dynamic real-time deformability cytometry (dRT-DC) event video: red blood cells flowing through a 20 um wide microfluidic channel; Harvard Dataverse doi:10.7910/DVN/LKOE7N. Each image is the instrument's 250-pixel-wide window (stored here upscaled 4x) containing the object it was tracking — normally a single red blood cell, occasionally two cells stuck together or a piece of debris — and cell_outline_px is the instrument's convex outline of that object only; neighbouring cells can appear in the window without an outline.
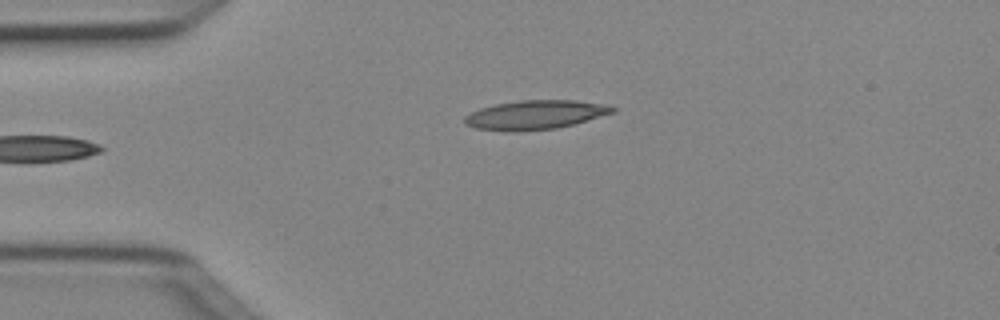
{"species": "Egyptian fruit bat (a non-hibernating species)", "species_latin": "Rousettus aegyptiacus", "temperature_condition": "cold", "stored_images_in_passage": 3, "camera_frame_rate_fps": 3000, "um_per_image_px": 0.085, "animal": {"sex": "female"}, "frame": {"image": 1, "passage_image": 3, "time_ms": 0.667, "image_size_px": [1000, 320], "cell_outline_px": [[616, 112], [572, 124], [556, 128], [512, 132], [504, 132], [476, 128], [464, 124], [464, 116], [480, 108], [496, 104], [520, 100], [572, 100], [604, 104], [616, 108]], "centroid_in_image_um": [45.46, 9.76], "position_along_channel_um": 39.5, "area_um2": 25.03}}